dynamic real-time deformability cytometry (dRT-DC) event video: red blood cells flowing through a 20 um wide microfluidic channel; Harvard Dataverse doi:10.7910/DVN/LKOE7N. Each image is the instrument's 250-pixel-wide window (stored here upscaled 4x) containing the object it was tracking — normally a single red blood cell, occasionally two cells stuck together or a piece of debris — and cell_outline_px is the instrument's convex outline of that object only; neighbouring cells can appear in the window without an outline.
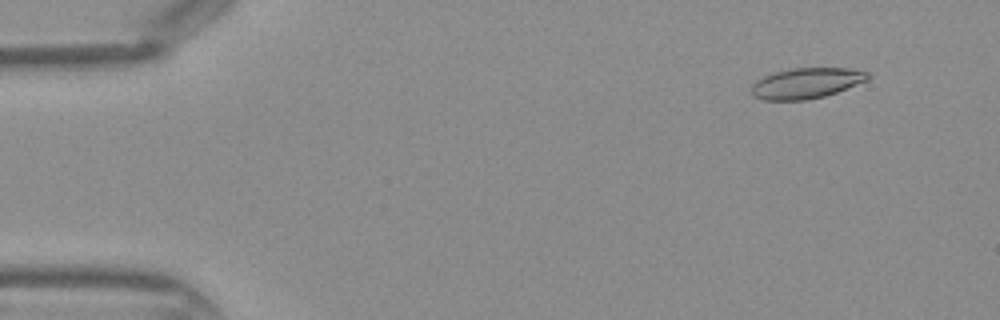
{"species": "Egyptian fruit bat (a non-hibernating species)", "species_latin": "Rousettus aegyptiacus", "temperature_condition": "warm", "stored_images_in_passage": 42, "camera_frame_rate_fps": 3000, "um_per_image_px": 0.085, "frame": {"image": 1, "passage_image": 2, "time_ms": 0.333, "image_size_px": [1000, 320], "cell_outline_px": [[872, 76], [868, 80], [836, 92], [824, 96], [804, 100], [764, 100], [752, 96], [752, 84], [756, 80], [772, 72], [788, 68], [848, 68], [868, 72]], "centroid_in_image_um": [68.52, 7.06], "position_along_channel_um": 16.5, "area_um2": 20.87}}
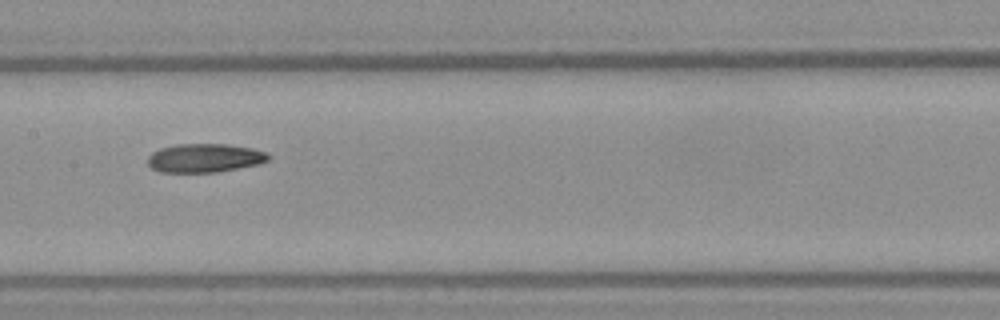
{"frame": {"image": 2, "passage_image": 20, "time_ms": 6.333, "image_size_px": [1000, 320], "cell_outline_px": [[272, 156], [268, 160], [260, 164], [216, 172], [160, 172], [152, 168], [148, 164], [148, 156], [152, 152], [160, 148], [176, 144], [228, 144], [252, 148], [268, 152]], "centroid_in_image_um": [17.43, 13.42], "position_along_channel_um": 190.0, "area_um2": 20.35}}
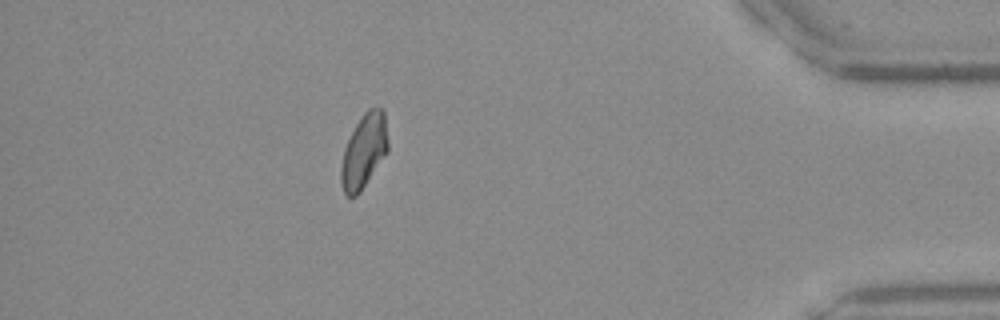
{"frame": {"image": 3, "passage_image": 37, "time_ms": 12.0, "image_size_px": [1000, 320], "cell_outline_px": [[388, 152], [360, 192], [356, 196], [348, 196], [344, 192], [340, 180], [340, 168], [344, 148], [356, 124], [364, 112], [368, 108], [384, 108], [388, 140]], "centroid_in_image_um": [30.94, 12.84], "position_along_channel_um": 404.3, "area_um2": 20.29}}